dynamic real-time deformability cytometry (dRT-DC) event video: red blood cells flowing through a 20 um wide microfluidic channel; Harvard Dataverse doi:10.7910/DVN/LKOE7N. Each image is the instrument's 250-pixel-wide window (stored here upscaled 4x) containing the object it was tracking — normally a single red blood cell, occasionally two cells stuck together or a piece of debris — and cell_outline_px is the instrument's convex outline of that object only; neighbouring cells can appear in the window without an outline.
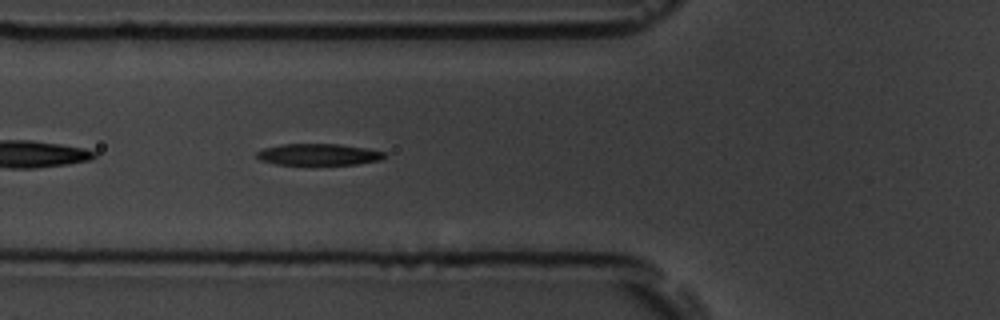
{"species": "common noctule bat (a hibernating species)", "species_latin": "Nyctalus noctula", "temperature_condition": "room temperature", "stored_images_in_passage": 29, "camera_frame_rate_fps": 3000, "um_per_image_px": 0.085, "animal": {"sex": "male", "body_mass_g": 19.5, "forearm_length_mm": 54.6}, "frame": {"image": 1, "passage_image": 5, "time_ms": 1.333, "image_size_px": [1000, 320], "cell_outline_px": [[388, 156], [380, 160], [356, 164], [276, 164], [260, 160], [256, 156], [256, 152], [264, 148], [280, 144], [340, 144], [368, 148], [388, 152]], "centroid_in_image_um": [27.13, 13.12], "position_along_channel_um": 98.7, "area_um2": 16.13}}
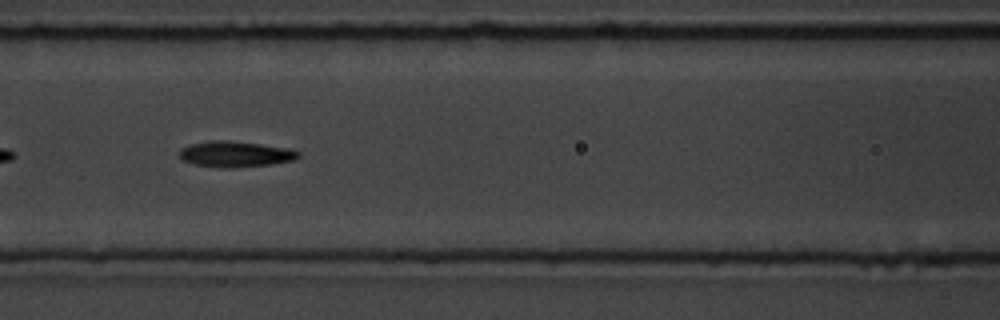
{"frame": {"image": 2, "passage_image": 9, "time_ms": 2.667, "image_size_px": [1000, 320], "cell_outline_px": [[300, 156], [292, 160], [272, 164], [232, 168], [224, 168], [196, 164], [184, 160], [180, 156], [180, 148], [188, 144], [212, 140], [228, 140], [292, 148], [300, 152]], "centroid_in_image_um": [20.03, 13.09], "position_along_channel_um": 146.6, "area_um2": 17.92}}